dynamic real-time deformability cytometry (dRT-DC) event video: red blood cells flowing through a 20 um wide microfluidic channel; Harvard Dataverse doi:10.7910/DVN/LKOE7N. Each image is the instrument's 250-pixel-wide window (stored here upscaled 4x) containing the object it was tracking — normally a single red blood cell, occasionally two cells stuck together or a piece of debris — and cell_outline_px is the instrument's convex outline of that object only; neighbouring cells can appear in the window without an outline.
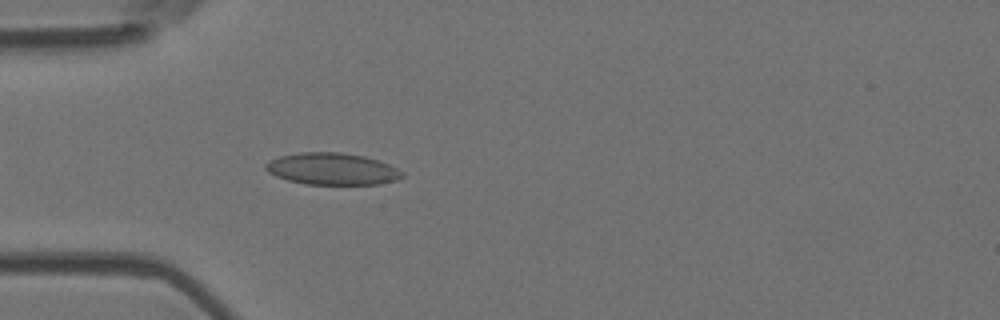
{"species": "Egyptian fruit bat (a non-hibernating species)", "species_latin": "Rousettus aegyptiacus", "temperature_condition": "room temperature", "stored_images_in_passage": 3, "camera_frame_rate_fps": 3000, "um_per_image_px": 0.085, "animal": {"sex": "female"}, "frame": {"image": 1, "passage_image": 3, "time_ms": 0.667, "image_size_px": [1000, 320], "cell_outline_px": [[404, 176], [396, 180], [380, 184], [308, 184], [288, 180], [276, 176], [268, 172], [264, 168], [264, 164], [280, 156], [300, 152], [340, 152], [364, 156], [388, 164], [404, 172]], "centroid_in_image_um": [28.23, 14.35], "position_along_channel_um": 56.8, "area_um2": 25.2}}